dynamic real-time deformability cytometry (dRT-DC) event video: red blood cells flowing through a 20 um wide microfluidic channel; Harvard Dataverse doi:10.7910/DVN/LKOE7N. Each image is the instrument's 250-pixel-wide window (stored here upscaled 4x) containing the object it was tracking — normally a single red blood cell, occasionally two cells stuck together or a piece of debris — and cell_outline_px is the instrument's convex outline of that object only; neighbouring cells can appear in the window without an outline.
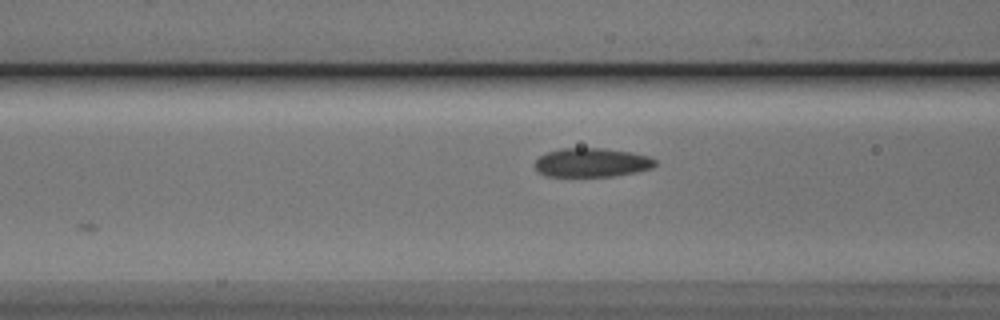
{"species": "Egyptian fruit bat (a non-hibernating species)", "species_latin": "Rousettus aegyptiacus", "temperature_condition": "cold", "stored_images_in_passage": 14, "camera_frame_rate_fps": 3000, "um_per_image_px": 0.085, "animal": {"sex": "male"}, "frame": {"image": 1, "passage_image": 6, "time_ms": 1.667, "image_size_px": [1000, 320], "cell_outline_px": [[656, 164], [652, 168], [636, 172], [612, 176], [544, 176], [536, 172], [532, 164], [540, 156], [548, 152], [560, 148], [604, 148], [632, 152], [648, 156], [656, 160]], "centroid_in_image_um": [50.26, 13.82], "position_along_channel_um": 116.3, "area_um2": 20.52}}
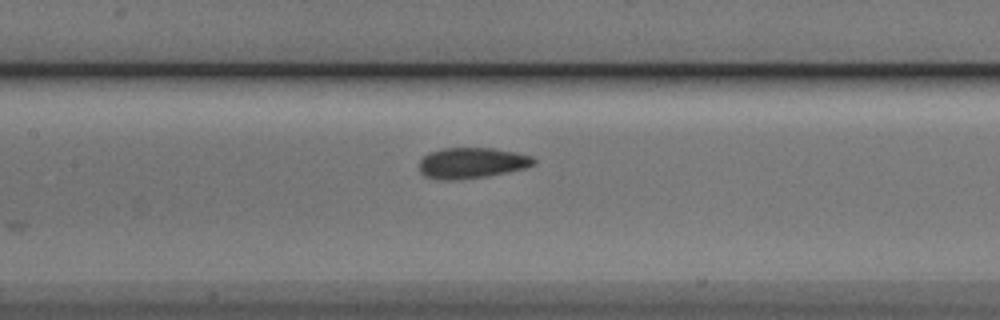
{"frame": {"image": 2, "passage_image": 10, "time_ms": 3.0, "image_size_px": [1000, 320], "cell_outline_px": [[536, 164], [524, 168], [488, 176], [456, 180], [436, 180], [424, 176], [420, 172], [420, 160], [428, 152], [444, 148], [492, 148], [516, 152], [532, 156], [536, 160]], "centroid_in_image_um": [40.08, 13.85], "position_along_channel_um": 167.3, "area_um2": 20.69}}
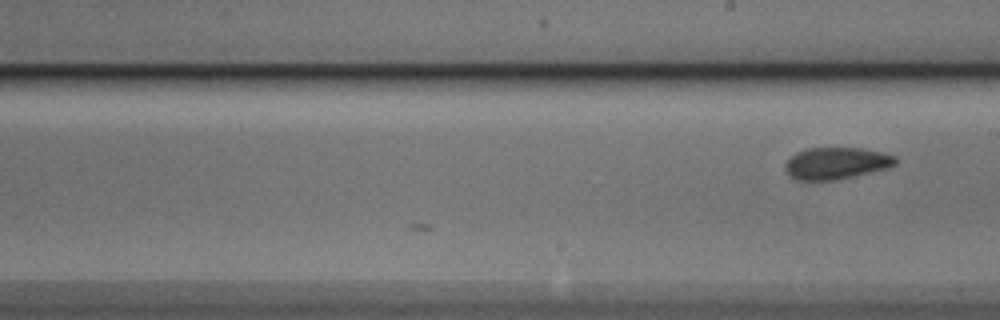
{"frame": {"image": 3, "passage_image": 14, "time_ms": 4.333, "image_size_px": [1000, 320], "cell_outline_px": [[896, 164], [888, 168], [856, 176], [836, 180], [796, 180], [788, 176], [784, 168], [784, 164], [796, 152], [808, 148], [860, 148], [880, 152], [896, 156]], "centroid_in_image_um": [71.06, 13.89], "position_along_channel_um": 217.9, "area_um2": 20.58}}